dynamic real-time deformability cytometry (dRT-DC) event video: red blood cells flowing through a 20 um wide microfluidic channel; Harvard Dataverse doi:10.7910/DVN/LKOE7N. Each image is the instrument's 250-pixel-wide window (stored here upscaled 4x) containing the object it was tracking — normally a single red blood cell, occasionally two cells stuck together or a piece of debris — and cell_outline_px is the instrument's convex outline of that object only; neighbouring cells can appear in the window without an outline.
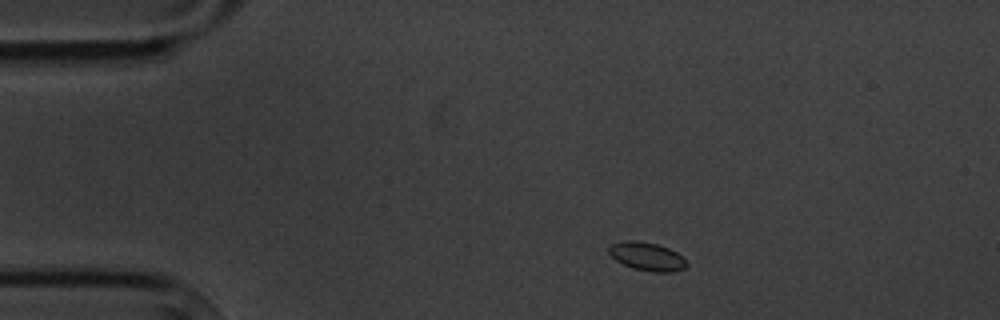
{"species": "common noctule bat (a hibernating species)", "species_latin": "Nyctalus noctula", "temperature_condition": "cold", "stored_images_in_passage": 13, "camera_frame_rate_fps": 3000, "um_per_image_px": 0.085, "animal": {"sex": "male", "body_mass_g": 20.1, "forearm_length_mm": 53.5}, "frame": {"image": 1, "passage_image": 1, "time_ms": 0.0, "image_size_px": [1000, 320], "cell_outline_px": [[688, 264], [684, 268], [672, 272], [652, 272], [632, 268], [616, 260], [608, 252], [608, 248], [612, 244], [624, 240], [636, 240], [656, 244], [668, 248], [676, 252]], "centroid_in_image_um": [54.97, 21.8], "position_along_channel_um": 30.0, "area_um2": 12.72}}
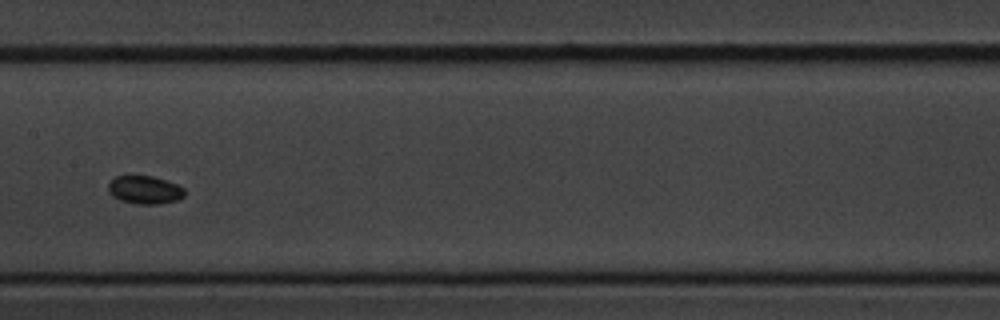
{"frame": {"image": 2, "passage_image": 6, "time_ms": 6.333, "image_size_px": [1000, 320], "cell_outline_px": [[184, 196], [176, 200], [160, 204], [136, 204], [120, 200], [112, 196], [108, 192], [108, 184], [116, 176], [152, 176], [176, 184], [184, 188]], "centroid_in_image_um": [12.28, 16.15], "position_along_channel_um": 195.1, "area_um2": 12.43}}
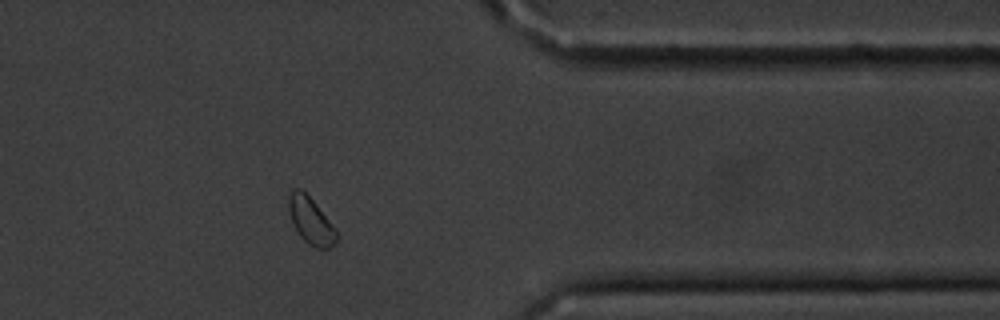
{"frame": {"image": 3, "passage_image": 11, "time_ms": 12.333, "image_size_px": [1000, 320], "cell_outline_px": [[336, 240], [328, 248], [316, 248], [308, 244], [300, 236], [292, 220], [288, 208], [288, 196], [292, 188], [300, 188], [316, 204], [336, 232]], "centroid_in_image_um": [26.36, 18.73], "position_along_channel_um": 385.0, "area_um2": 12.48}}